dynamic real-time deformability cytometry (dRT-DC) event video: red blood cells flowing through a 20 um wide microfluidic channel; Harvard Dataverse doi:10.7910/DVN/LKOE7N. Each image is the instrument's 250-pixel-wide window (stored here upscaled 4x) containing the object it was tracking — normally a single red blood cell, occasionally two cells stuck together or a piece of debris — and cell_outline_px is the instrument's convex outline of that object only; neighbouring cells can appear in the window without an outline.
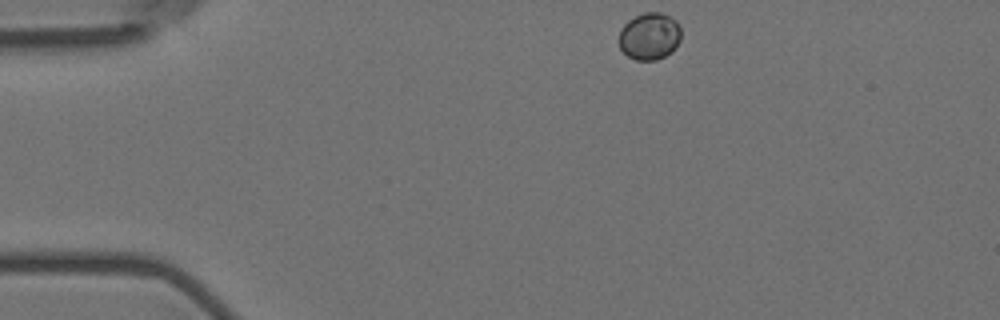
{"species": "Egyptian fruit bat (a non-hibernating species)", "species_latin": "Rousettus aegyptiacus", "temperature_condition": "room temperature", "stored_images_in_passage": 43, "camera_frame_rate_fps": 3000, "um_per_image_px": 0.085, "animal": {"sex": "female"}, "frame": {"image": 1, "passage_image": 1, "time_ms": 0.0, "image_size_px": [1000, 320], "cell_outline_px": [[680, 40], [676, 48], [672, 52], [656, 60], [636, 60], [628, 56], [620, 48], [620, 28], [628, 20], [644, 12], [660, 12], [676, 20], [680, 24]], "centroid_in_image_um": [55.23, 3.08], "position_along_channel_um": 29.8, "area_um2": 17.11}}
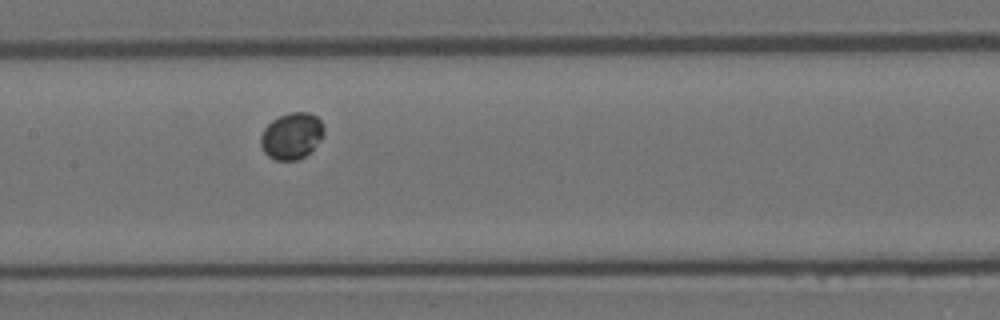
{"frame": {"image": 2, "passage_image": 19, "time_ms": 6.0, "image_size_px": [1000, 320], "cell_outline_px": [[324, 132], [320, 140], [304, 156], [296, 160], [276, 160], [268, 156], [264, 152], [260, 144], [260, 136], [264, 128], [272, 120], [288, 112], [308, 112], [316, 116], [324, 124]], "centroid_in_image_um": [24.77, 11.53], "position_along_channel_um": 182.6, "area_um2": 17.05}}
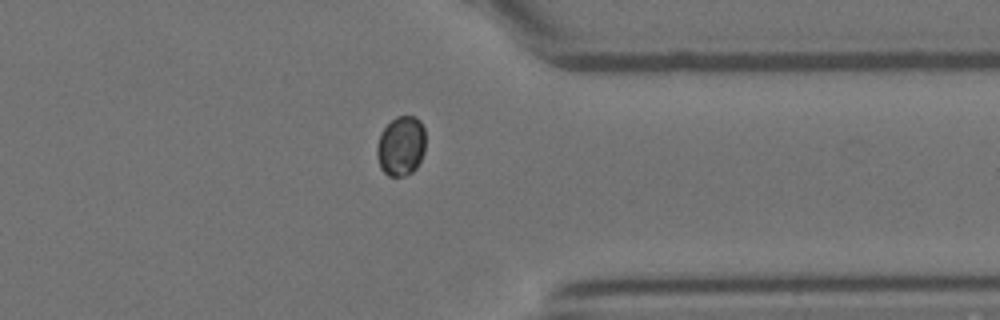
{"frame": {"image": 3, "passage_image": 36, "time_ms": 11.667, "image_size_px": [1000, 320], "cell_outline_px": [[424, 152], [416, 168], [412, 172], [404, 176], [388, 176], [380, 168], [376, 156], [376, 148], [380, 132], [396, 116], [416, 116], [420, 120], [424, 128]], "centroid_in_image_um": [34.07, 12.41], "position_along_channel_um": 377.3, "area_um2": 17.05}}